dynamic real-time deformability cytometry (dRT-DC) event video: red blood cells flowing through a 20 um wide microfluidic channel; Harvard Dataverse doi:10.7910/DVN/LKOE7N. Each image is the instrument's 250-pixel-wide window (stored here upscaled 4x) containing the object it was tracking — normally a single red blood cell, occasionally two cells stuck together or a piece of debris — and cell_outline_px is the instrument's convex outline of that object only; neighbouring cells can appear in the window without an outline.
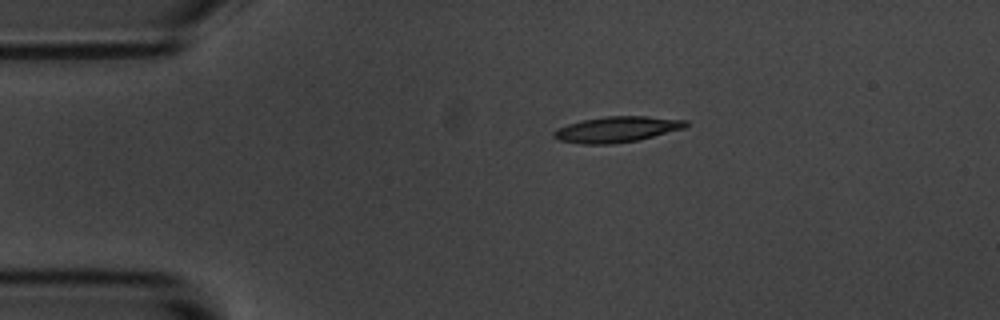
{"species": "common noctule bat (a hibernating species)", "species_latin": "Nyctalus noctula", "temperature_condition": "room temperature", "stored_images_in_passage": 4, "camera_frame_rate_fps": 3000, "um_per_image_px": 0.085, "animal": {"sex": "male", "body_mass_g": 20.1, "forearm_length_mm": 53.5}, "frame": {"image": 1, "passage_image": 1, "time_ms": 0.0, "image_size_px": [1000, 320], "cell_outline_px": [[688, 124], [684, 128], [636, 140], [608, 144], [580, 144], [556, 140], [552, 136], [552, 132], [556, 128], [568, 124], [584, 120], [604, 116], [648, 116], [688, 120]], "centroid_in_image_um": [52.37, 10.99], "position_along_channel_um": 32.6, "area_um2": 19.77}}
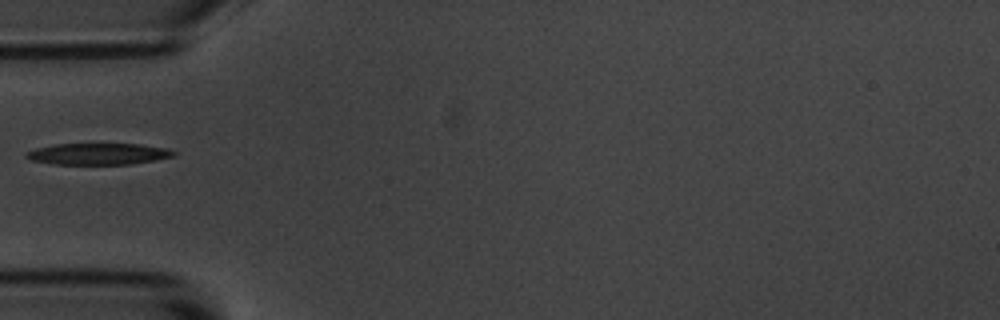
{"frame": {"image": 2, "passage_image": 3, "time_ms": 0.667, "image_size_px": [1000, 320], "cell_outline_px": [[176, 152], [172, 156], [152, 160], [128, 164], [56, 164], [28, 160], [24, 156], [24, 152], [36, 148], [56, 144], [140, 144], [168, 148]], "centroid_in_image_um": [8.27, 13.08], "position_along_channel_um": 76.7, "area_um2": 18.32}}